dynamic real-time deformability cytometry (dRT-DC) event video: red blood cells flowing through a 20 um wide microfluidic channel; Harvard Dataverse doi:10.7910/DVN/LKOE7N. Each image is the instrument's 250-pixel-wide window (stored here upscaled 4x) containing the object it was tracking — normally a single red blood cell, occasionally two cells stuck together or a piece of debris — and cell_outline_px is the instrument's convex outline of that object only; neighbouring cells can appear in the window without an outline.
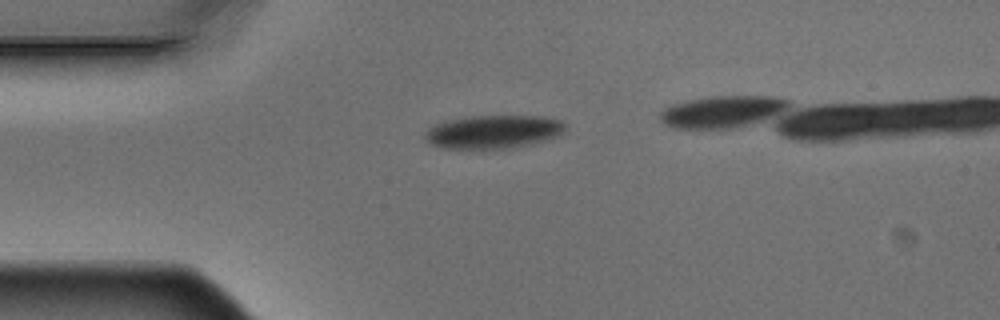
{"species": "Egyptian fruit bat (a non-hibernating species)", "species_latin": "Rousettus aegyptiacus", "temperature_condition": "warm", "stored_images_in_passage": 8, "segment_of_instrument_passage": [1, 2], "camera_frame_rate_fps": 3000, "um_per_image_px": 0.085, "animal": {"sex": "male"}, "frame": {"image": 1, "passage_image": 3, "time_ms": 0.667, "image_size_px": [1000, 320], "cell_outline_px": [[568, 124], [560, 136], [528, 144], [504, 148], [444, 148], [432, 144], [424, 136], [424, 132], [428, 128], [444, 120], [472, 116], [544, 116], [560, 120]], "centroid_in_image_um": [41.95, 11.18], "position_along_channel_um": 43.0, "area_um2": 27.11}}
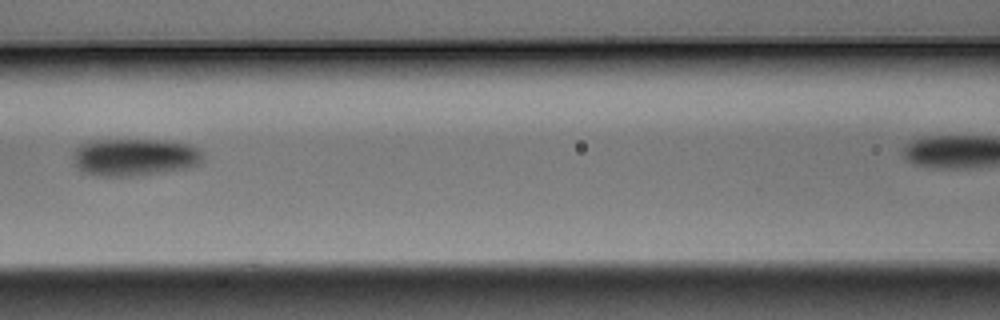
{"frame": {"image": 2, "passage_image": 6, "time_ms": 1.667, "image_size_px": [1000, 320], "cell_outline_px": [[204, 160], [200, 164], [184, 168], [128, 176], [96, 176], [84, 172], [72, 164], [72, 156], [76, 148], [80, 144], [92, 140], [164, 140], [188, 144], [196, 148], [204, 156]], "centroid_in_image_um": [11.38, 13.35], "position_along_channel_um": 155.2, "area_um2": 28.21}}
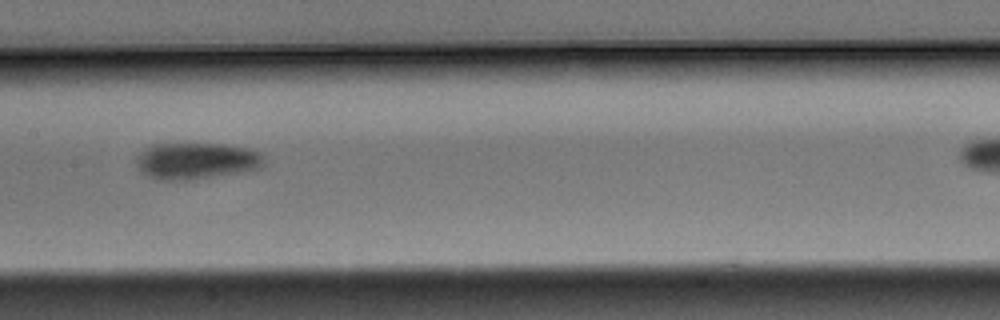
{"frame": {"image": 3, "passage_image": 7, "time_ms": 2.0, "image_size_px": [1000, 320], "cell_outline_px": [[264, 164], [260, 168], [192, 180], [160, 180], [148, 176], [140, 172], [140, 156], [144, 148], [148, 144], [188, 140], [224, 144], [248, 148], [260, 152], [264, 156]], "centroid_in_image_um": [16.69, 13.61], "position_along_channel_um": 190.7, "area_um2": 28.03}}